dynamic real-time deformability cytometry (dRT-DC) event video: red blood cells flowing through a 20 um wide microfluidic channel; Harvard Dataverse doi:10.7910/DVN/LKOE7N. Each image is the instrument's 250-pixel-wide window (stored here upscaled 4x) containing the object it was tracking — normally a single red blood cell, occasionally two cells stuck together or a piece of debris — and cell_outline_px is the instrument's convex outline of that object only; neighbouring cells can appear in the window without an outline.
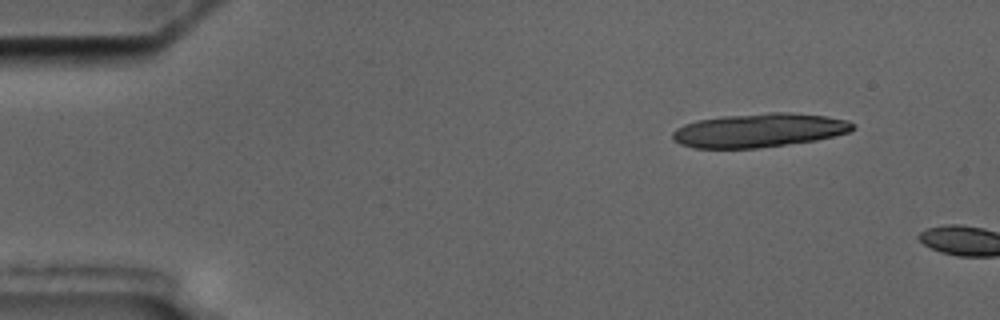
{"species": "common noctule bat (a hibernating species)", "species_latin": "Nyctalus noctula", "temperature_condition": "cold", "stored_images_in_passage": 2, "camera_frame_rate_fps": 3000, "um_per_image_px": 0.085, "animal": {"sex": "male", "body_mass_g": 17.5, "forearm_length_mm": 52.3}, "frame": {"image": 1, "passage_image": 1, "time_ms": 0.0, "image_size_px": [1000, 320], "cell_outline_px": [[856, 128], [848, 132], [816, 140], [756, 148], [692, 148], [680, 144], [672, 140], [672, 132], [676, 128], [684, 124], [696, 120], [724, 116], [768, 112], [792, 112], [828, 116], [848, 120]], "centroid_in_image_um": [64.49, 11.07], "position_along_channel_um": 20.5, "area_um2": 35.66}}